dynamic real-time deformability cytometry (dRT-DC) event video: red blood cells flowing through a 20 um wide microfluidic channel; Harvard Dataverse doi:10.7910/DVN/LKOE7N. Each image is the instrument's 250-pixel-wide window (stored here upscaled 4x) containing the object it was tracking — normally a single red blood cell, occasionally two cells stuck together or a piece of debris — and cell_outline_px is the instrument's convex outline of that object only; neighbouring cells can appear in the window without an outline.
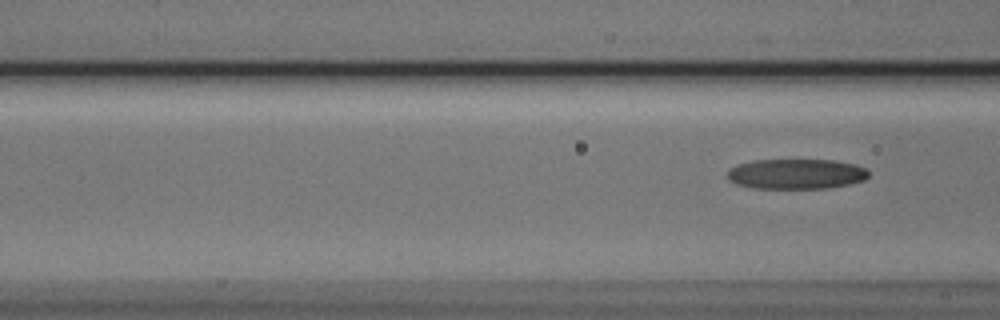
{"species": "Egyptian fruit bat (a non-hibernating species)", "species_latin": "Rousettus aegyptiacus", "temperature_condition": "cold", "stored_images_in_passage": 7, "camera_frame_rate_fps": 3000, "um_per_image_px": 0.085, "animal": {"sex": "male"}, "frame": {"image": 1, "passage_image": 7, "time_ms": 2.0, "image_size_px": [1000, 320], "cell_outline_px": [[868, 176], [864, 180], [848, 184], [828, 188], [752, 188], [736, 184], [728, 180], [728, 172], [732, 168], [740, 164], [752, 160], [836, 160], [856, 164], [864, 168], [868, 172]], "centroid_in_image_um": [67.68, 14.78], "position_along_channel_um": 98.9, "area_um2": 24.74}}